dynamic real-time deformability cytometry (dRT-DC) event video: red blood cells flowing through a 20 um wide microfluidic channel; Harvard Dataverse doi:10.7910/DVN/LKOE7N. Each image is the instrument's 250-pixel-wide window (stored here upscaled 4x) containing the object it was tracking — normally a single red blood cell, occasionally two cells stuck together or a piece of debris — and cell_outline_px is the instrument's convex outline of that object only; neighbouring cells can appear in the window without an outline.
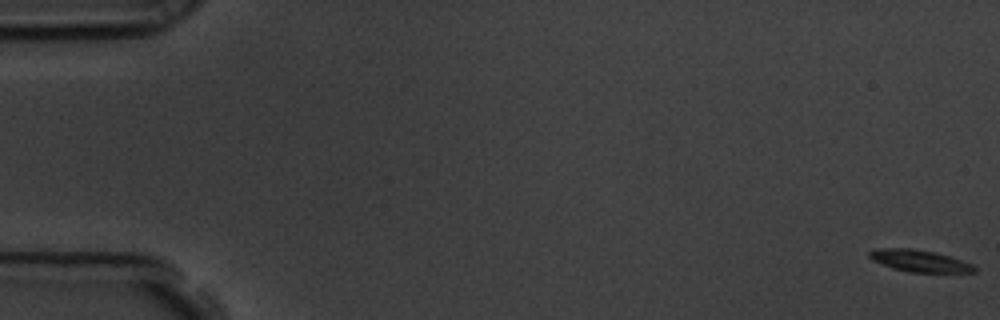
{"species": "common noctule bat (a hibernating species)", "species_latin": "Nyctalus noctula", "temperature_condition": "room temperature", "stored_images_in_passage": 59, "camera_frame_rate_fps": 3000, "um_per_image_px": 0.085, "animal": {"sex": "male", "body_mass_g": 19.5, "forearm_length_mm": 54.6}, "frame": {"image": 1, "passage_image": 1, "time_ms": 0.0, "image_size_px": [1000, 320], "cell_outline_px": [[976, 272], [912, 272], [892, 268], [872, 260], [868, 256], [868, 252], [876, 248], [912, 248], [936, 252], [972, 264], [976, 268]], "centroid_in_image_um": [78.12, 22.16], "position_along_channel_um": 6.9, "area_um2": 13.29}}
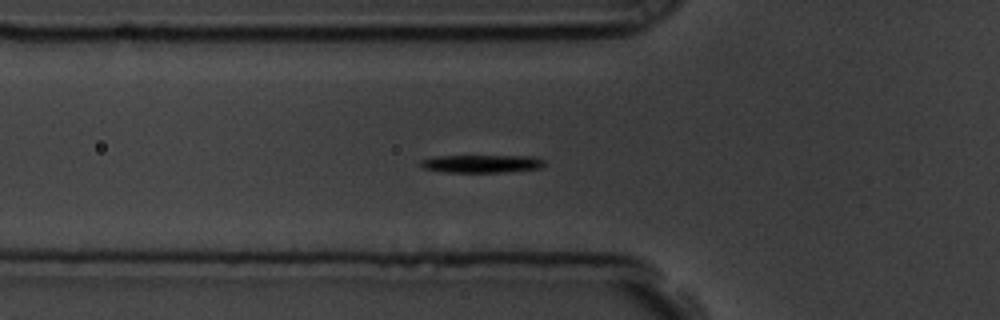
{"frame": {"image": 2, "passage_image": 21, "time_ms": 6.667, "image_size_px": [1000, 320], "cell_outline_px": [[544, 164], [540, 168], [504, 172], [444, 172], [424, 168], [420, 164], [420, 160], [436, 156], [532, 156], [544, 160]], "centroid_in_image_um": [40.93, 13.91], "position_along_channel_um": 84.9, "area_um2": 12.77}}
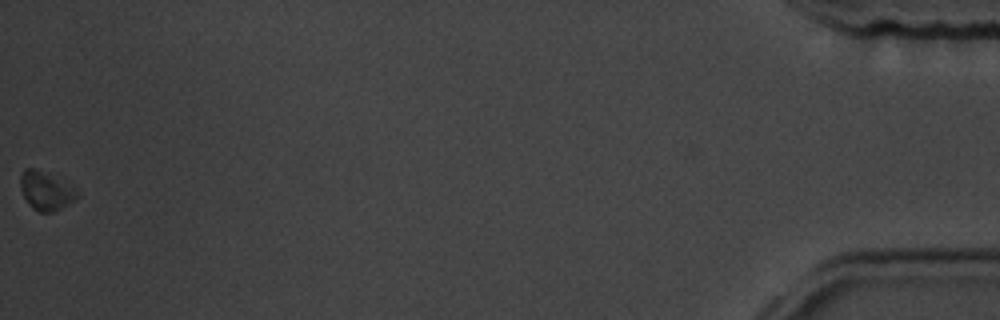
{"frame": {"image": 3, "passage_image": 59, "time_ms": 19.333, "image_size_px": [1000, 320], "cell_outline_px": [[80, 196], [68, 204], [52, 212], [40, 212], [32, 208], [28, 204], [20, 188], [20, 176], [24, 168], [32, 168], [80, 192]], "centroid_in_image_um": [3.85, 16.27], "position_along_channel_um": 431.3, "area_um2": 12.08}, "authors_computed_cell_mechanics": {"area_um2": 13.294, "velocity_mm_per_s": 3.5205, "shape_relaxation_time_tau1_ms": 1.1603, "shape_relaxation_time_tau2_ms": null, "deformation_change_tau1": 0.1199, "deformation_change_tau2": null}}